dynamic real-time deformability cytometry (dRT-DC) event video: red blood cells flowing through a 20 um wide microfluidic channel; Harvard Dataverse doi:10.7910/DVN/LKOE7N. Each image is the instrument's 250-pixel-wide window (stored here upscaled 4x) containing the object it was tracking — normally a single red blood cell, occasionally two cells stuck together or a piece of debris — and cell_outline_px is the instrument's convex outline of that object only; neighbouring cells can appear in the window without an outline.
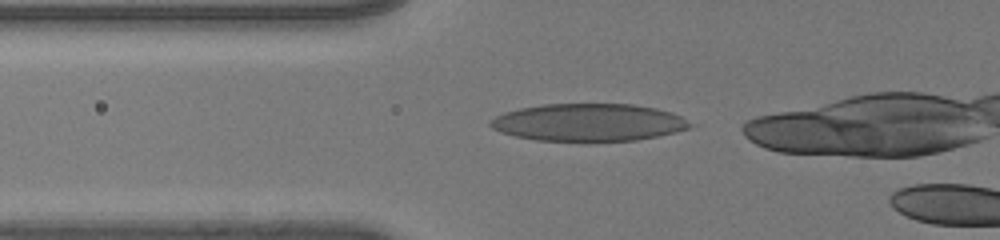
{"species": "human", "species_latin": "Homo sapiens", "temperature_condition": "room temperature", "stored_images_in_passage": 28, "camera_frame_rate_fps": 3000, "um_per_image_px": 0.085, "donor": {"sex": "male"}, "frame": {"image": 1, "passage_image": 2, "time_ms": 0.333, "image_size_px": [1000, 240], "cell_outline_px": [[700, 124], [676, 132], [636, 140], [536, 140], [516, 136], [500, 132], [492, 128], [488, 124], [488, 120], [504, 112], [520, 108], [544, 104], [632, 104], [656, 108], [672, 112]], "centroid_in_image_um": [50.07, 10.39], "position_along_channel_um": 75.7, "area_um2": 43.64}}
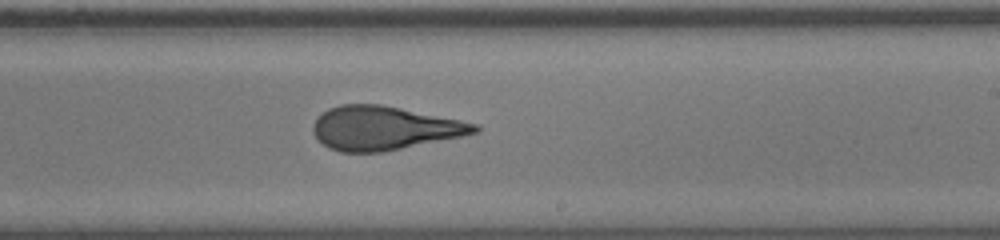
{"frame": {"image": 2, "passage_image": 16, "time_ms": 5.0, "image_size_px": [1000, 240], "cell_outline_px": [[480, 128], [476, 132], [460, 136], [380, 152], [340, 152], [328, 148], [316, 136], [312, 128], [312, 124], [328, 108], [340, 104], [380, 104], [460, 120], [476, 124]], "centroid_in_image_um": [32.59, 10.88], "position_along_channel_um": 256.4, "area_um2": 40.4}}
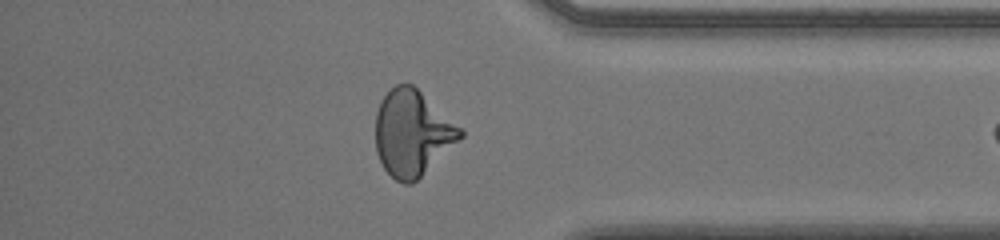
{"frame": {"image": 3, "passage_image": 27, "time_ms": 8.667, "image_size_px": [1000, 240], "cell_outline_px": [[464, 136], [412, 184], [404, 184], [396, 180], [384, 168], [376, 152], [376, 112], [380, 100], [396, 84], [412, 84], [464, 128]], "centroid_in_image_um": [35.07, 11.3], "position_along_channel_um": 400.1, "area_um2": 42.37}}